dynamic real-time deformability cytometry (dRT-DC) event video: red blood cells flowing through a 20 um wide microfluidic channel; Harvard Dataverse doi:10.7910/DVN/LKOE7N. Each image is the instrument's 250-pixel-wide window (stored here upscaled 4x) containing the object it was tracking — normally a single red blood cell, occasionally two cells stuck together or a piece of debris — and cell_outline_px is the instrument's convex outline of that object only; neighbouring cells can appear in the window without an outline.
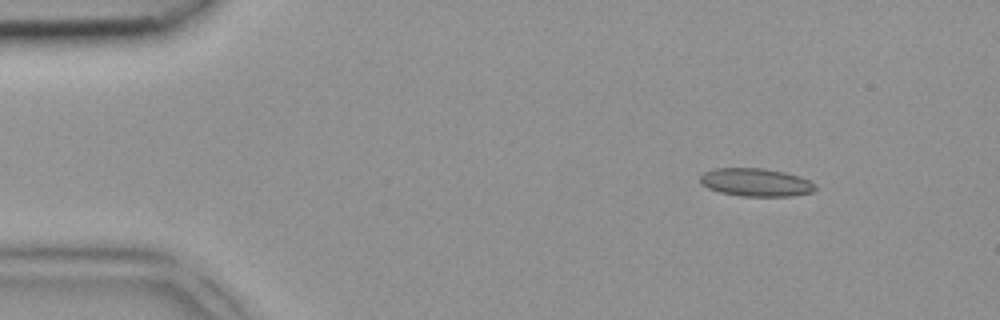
{"species": "common noctule bat (a hibernating species)", "species_latin": "Nyctalus noctula", "temperature_condition": "room temperature", "stored_images_in_passage": 4, "camera_frame_rate_fps": 3000, "um_per_image_px": 0.085, "animal": {"sex": "female", "body_mass_g": 18.4}, "frame": {"image": 1, "passage_image": 4, "time_ms": 1.0, "image_size_px": [1000, 320], "cell_outline_px": [[816, 188], [812, 192], [792, 196], [740, 196], [720, 192], [708, 188], [700, 184], [700, 176], [704, 172], [712, 168], [764, 168], [784, 172], [800, 176], [812, 180], [816, 184]], "centroid_in_image_um": [64.26, 15.49], "position_along_channel_um": 20.7, "area_um2": 19.07}}